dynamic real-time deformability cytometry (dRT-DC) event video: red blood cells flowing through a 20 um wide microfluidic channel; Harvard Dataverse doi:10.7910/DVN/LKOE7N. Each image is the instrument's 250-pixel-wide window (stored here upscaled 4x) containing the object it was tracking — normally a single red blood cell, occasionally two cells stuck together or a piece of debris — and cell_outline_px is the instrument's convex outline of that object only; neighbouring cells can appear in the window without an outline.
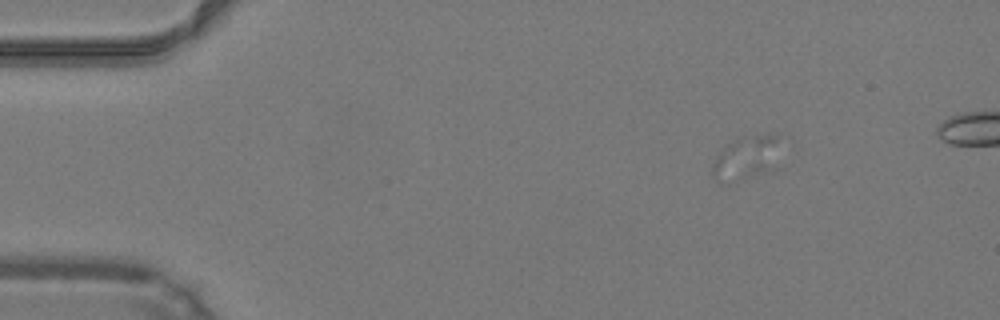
{"species": "common noctule bat (a hibernating species)", "species_latin": "Nyctalus noctula", "temperature_condition": "warm", "stored_images_in_passage": 5, "camera_frame_rate_fps": 3000, "um_per_image_px": 0.085, "animal": {"sex": "male", "body_mass_g": 19.2, "forearm_length_mm": 51.8}, "frame": {"image": 1, "passage_image": 3, "time_ms": 0.667, "image_size_px": [1000, 320], "cell_outline_px": [[776, 140], [720, 184], [712, 176], [712, 164], [720, 152], [728, 144], [736, 140], [776, 132]], "centroid_in_image_um": [62.85, 13.18], "position_along_channel_um": 22.2, "area_um2": 10.75}}